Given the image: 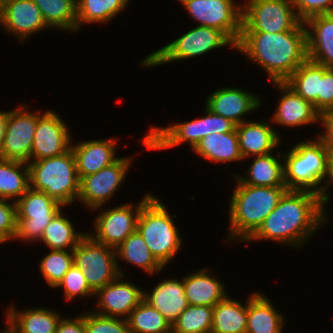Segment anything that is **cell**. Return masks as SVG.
Wrapping results in <instances>:
<instances>
[{
	"instance_id": "obj_1",
	"label": "cell",
	"mask_w": 333,
	"mask_h": 333,
	"mask_svg": "<svg viewBox=\"0 0 333 333\" xmlns=\"http://www.w3.org/2000/svg\"><path fill=\"white\" fill-rule=\"evenodd\" d=\"M324 211L318 194L288 190L247 242L270 239L300 247L327 222Z\"/></svg>"
},
{
	"instance_id": "obj_2",
	"label": "cell",
	"mask_w": 333,
	"mask_h": 333,
	"mask_svg": "<svg viewBox=\"0 0 333 333\" xmlns=\"http://www.w3.org/2000/svg\"><path fill=\"white\" fill-rule=\"evenodd\" d=\"M235 49L260 65L272 83L285 82L307 59L305 25L280 33L241 32Z\"/></svg>"
},
{
	"instance_id": "obj_3",
	"label": "cell",
	"mask_w": 333,
	"mask_h": 333,
	"mask_svg": "<svg viewBox=\"0 0 333 333\" xmlns=\"http://www.w3.org/2000/svg\"><path fill=\"white\" fill-rule=\"evenodd\" d=\"M230 199L229 239L246 242L288 191L287 187H260L243 184L236 176Z\"/></svg>"
},
{
	"instance_id": "obj_4",
	"label": "cell",
	"mask_w": 333,
	"mask_h": 333,
	"mask_svg": "<svg viewBox=\"0 0 333 333\" xmlns=\"http://www.w3.org/2000/svg\"><path fill=\"white\" fill-rule=\"evenodd\" d=\"M27 164L32 189L45 192L63 206L78 200L80 180L72 149L62 155Z\"/></svg>"
},
{
	"instance_id": "obj_5",
	"label": "cell",
	"mask_w": 333,
	"mask_h": 333,
	"mask_svg": "<svg viewBox=\"0 0 333 333\" xmlns=\"http://www.w3.org/2000/svg\"><path fill=\"white\" fill-rule=\"evenodd\" d=\"M136 230L163 267L181 249L182 237L165 204L154 195L141 207Z\"/></svg>"
},
{
	"instance_id": "obj_6",
	"label": "cell",
	"mask_w": 333,
	"mask_h": 333,
	"mask_svg": "<svg viewBox=\"0 0 333 333\" xmlns=\"http://www.w3.org/2000/svg\"><path fill=\"white\" fill-rule=\"evenodd\" d=\"M283 153L285 184L288 190L319 193L326 177L328 151L318 140L302 141Z\"/></svg>"
},
{
	"instance_id": "obj_7",
	"label": "cell",
	"mask_w": 333,
	"mask_h": 333,
	"mask_svg": "<svg viewBox=\"0 0 333 333\" xmlns=\"http://www.w3.org/2000/svg\"><path fill=\"white\" fill-rule=\"evenodd\" d=\"M205 112L206 116L188 122L162 128L152 126L149 133L141 139L142 144L147 149L157 151L176 147L187 141L193 149L208 134L227 133L235 129L236 125L229 119L211 112L207 107Z\"/></svg>"
},
{
	"instance_id": "obj_8",
	"label": "cell",
	"mask_w": 333,
	"mask_h": 333,
	"mask_svg": "<svg viewBox=\"0 0 333 333\" xmlns=\"http://www.w3.org/2000/svg\"><path fill=\"white\" fill-rule=\"evenodd\" d=\"M226 45L236 48V45L221 30L197 26L148 55L141 64L146 68L159 66L171 61L200 56Z\"/></svg>"
},
{
	"instance_id": "obj_9",
	"label": "cell",
	"mask_w": 333,
	"mask_h": 333,
	"mask_svg": "<svg viewBox=\"0 0 333 333\" xmlns=\"http://www.w3.org/2000/svg\"><path fill=\"white\" fill-rule=\"evenodd\" d=\"M73 263L81 270L94 292L119 275L124 276L116 259V250L97 242L88 233L73 249Z\"/></svg>"
},
{
	"instance_id": "obj_10",
	"label": "cell",
	"mask_w": 333,
	"mask_h": 333,
	"mask_svg": "<svg viewBox=\"0 0 333 333\" xmlns=\"http://www.w3.org/2000/svg\"><path fill=\"white\" fill-rule=\"evenodd\" d=\"M300 22L290 0H249L242 5L241 32H286Z\"/></svg>"
},
{
	"instance_id": "obj_11",
	"label": "cell",
	"mask_w": 333,
	"mask_h": 333,
	"mask_svg": "<svg viewBox=\"0 0 333 333\" xmlns=\"http://www.w3.org/2000/svg\"><path fill=\"white\" fill-rule=\"evenodd\" d=\"M16 203V234L15 239L40 241L46 226L64 207L45 192L31 187Z\"/></svg>"
},
{
	"instance_id": "obj_12",
	"label": "cell",
	"mask_w": 333,
	"mask_h": 333,
	"mask_svg": "<svg viewBox=\"0 0 333 333\" xmlns=\"http://www.w3.org/2000/svg\"><path fill=\"white\" fill-rule=\"evenodd\" d=\"M188 14L205 26L221 30L235 45L242 29V5L234 0H178ZM234 1V2H233Z\"/></svg>"
},
{
	"instance_id": "obj_13",
	"label": "cell",
	"mask_w": 333,
	"mask_h": 333,
	"mask_svg": "<svg viewBox=\"0 0 333 333\" xmlns=\"http://www.w3.org/2000/svg\"><path fill=\"white\" fill-rule=\"evenodd\" d=\"M151 193L133 206L126 203L112 209H105L95 219V233L87 232L94 240L106 246L116 248L137 229V219L141 207L152 197Z\"/></svg>"
},
{
	"instance_id": "obj_14",
	"label": "cell",
	"mask_w": 333,
	"mask_h": 333,
	"mask_svg": "<svg viewBox=\"0 0 333 333\" xmlns=\"http://www.w3.org/2000/svg\"><path fill=\"white\" fill-rule=\"evenodd\" d=\"M131 162V157H119L112 165L95 174L82 177L78 200L91 210L104 206L124 182Z\"/></svg>"
},
{
	"instance_id": "obj_15",
	"label": "cell",
	"mask_w": 333,
	"mask_h": 333,
	"mask_svg": "<svg viewBox=\"0 0 333 333\" xmlns=\"http://www.w3.org/2000/svg\"><path fill=\"white\" fill-rule=\"evenodd\" d=\"M25 107V108H24ZM22 106L8 111V119L0 158L28 163L37 126V112Z\"/></svg>"
},
{
	"instance_id": "obj_16",
	"label": "cell",
	"mask_w": 333,
	"mask_h": 333,
	"mask_svg": "<svg viewBox=\"0 0 333 333\" xmlns=\"http://www.w3.org/2000/svg\"><path fill=\"white\" fill-rule=\"evenodd\" d=\"M70 136L69 128L55 111L48 110L42 115L37 111L31 159L37 161L64 154L71 149Z\"/></svg>"
},
{
	"instance_id": "obj_17",
	"label": "cell",
	"mask_w": 333,
	"mask_h": 333,
	"mask_svg": "<svg viewBox=\"0 0 333 333\" xmlns=\"http://www.w3.org/2000/svg\"><path fill=\"white\" fill-rule=\"evenodd\" d=\"M123 277L125 276L119 275L95 292L98 310H94V313L113 318L125 316L124 319L127 320L131 311L143 300L144 290L127 280L123 282Z\"/></svg>"
},
{
	"instance_id": "obj_18",
	"label": "cell",
	"mask_w": 333,
	"mask_h": 333,
	"mask_svg": "<svg viewBox=\"0 0 333 333\" xmlns=\"http://www.w3.org/2000/svg\"><path fill=\"white\" fill-rule=\"evenodd\" d=\"M261 103V99L249 91L224 87L210 94L205 107L211 112L229 119L235 125H239L245 122L243 116L255 111Z\"/></svg>"
},
{
	"instance_id": "obj_19",
	"label": "cell",
	"mask_w": 333,
	"mask_h": 333,
	"mask_svg": "<svg viewBox=\"0 0 333 333\" xmlns=\"http://www.w3.org/2000/svg\"><path fill=\"white\" fill-rule=\"evenodd\" d=\"M21 42L47 28L42 13L33 0H12L0 10V25ZM31 34V35H30ZM25 39V40H24Z\"/></svg>"
},
{
	"instance_id": "obj_20",
	"label": "cell",
	"mask_w": 333,
	"mask_h": 333,
	"mask_svg": "<svg viewBox=\"0 0 333 333\" xmlns=\"http://www.w3.org/2000/svg\"><path fill=\"white\" fill-rule=\"evenodd\" d=\"M274 84L282 95L272 116V121L277 126L280 124L291 128L319 122L320 113L313 104L298 95L285 82H274Z\"/></svg>"
},
{
	"instance_id": "obj_21",
	"label": "cell",
	"mask_w": 333,
	"mask_h": 333,
	"mask_svg": "<svg viewBox=\"0 0 333 333\" xmlns=\"http://www.w3.org/2000/svg\"><path fill=\"white\" fill-rule=\"evenodd\" d=\"M304 25L307 58L327 68H333V13L311 17Z\"/></svg>"
},
{
	"instance_id": "obj_22",
	"label": "cell",
	"mask_w": 333,
	"mask_h": 333,
	"mask_svg": "<svg viewBox=\"0 0 333 333\" xmlns=\"http://www.w3.org/2000/svg\"><path fill=\"white\" fill-rule=\"evenodd\" d=\"M115 146L116 140L113 138L107 140H86L76 145L72 143L71 149L76 159L79 180L84 176L95 174L102 168L116 162L119 158L115 156Z\"/></svg>"
},
{
	"instance_id": "obj_23",
	"label": "cell",
	"mask_w": 333,
	"mask_h": 333,
	"mask_svg": "<svg viewBox=\"0 0 333 333\" xmlns=\"http://www.w3.org/2000/svg\"><path fill=\"white\" fill-rule=\"evenodd\" d=\"M243 159L273 153L279 146L280 136L267 122L245 121L235 127Z\"/></svg>"
},
{
	"instance_id": "obj_24",
	"label": "cell",
	"mask_w": 333,
	"mask_h": 333,
	"mask_svg": "<svg viewBox=\"0 0 333 333\" xmlns=\"http://www.w3.org/2000/svg\"><path fill=\"white\" fill-rule=\"evenodd\" d=\"M5 333H55L61 316L48 308H29L17 311L8 306Z\"/></svg>"
},
{
	"instance_id": "obj_25",
	"label": "cell",
	"mask_w": 333,
	"mask_h": 333,
	"mask_svg": "<svg viewBox=\"0 0 333 333\" xmlns=\"http://www.w3.org/2000/svg\"><path fill=\"white\" fill-rule=\"evenodd\" d=\"M143 300L156 308L171 324L189 306L184 294L183 278L182 281H161L151 293L143 291Z\"/></svg>"
},
{
	"instance_id": "obj_26",
	"label": "cell",
	"mask_w": 333,
	"mask_h": 333,
	"mask_svg": "<svg viewBox=\"0 0 333 333\" xmlns=\"http://www.w3.org/2000/svg\"><path fill=\"white\" fill-rule=\"evenodd\" d=\"M210 270L204 268L183 278L184 294L189 305L214 307L228 296L224 284L210 275Z\"/></svg>"
},
{
	"instance_id": "obj_27",
	"label": "cell",
	"mask_w": 333,
	"mask_h": 333,
	"mask_svg": "<svg viewBox=\"0 0 333 333\" xmlns=\"http://www.w3.org/2000/svg\"><path fill=\"white\" fill-rule=\"evenodd\" d=\"M267 298L258 292L248 297L246 333H282L285 319Z\"/></svg>"
},
{
	"instance_id": "obj_28",
	"label": "cell",
	"mask_w": 333,
	"mask_h": 333,
	"mask_svg": "<svg viewBox=\"0 0 333 333\" xmlns=\"http://www.w3.org/2000/svg\"><path fill=\"white\" fill-rule=\"evenodd\" d=\"M278 158L272 153L253 156L255 159L247 171V176L235 175L243 184L260 187H286L284 160H280L282 153L278 152ZM282 162V163H281Z\"/></svg>"
},
{
	"instance_id": "obj_29",
	"label": "cell",
	"mask_w": 333,
	"mask_h": 333,
	"mask_svg": "<svg viewBox=\"0 0 333 333\" xmlns=\"http://www.w3.org/2000/svg\"><path fill=\"white\" fill-rule=\"evenodd\" d=\"M193 151L210 162L226 163L243 160L236 129L227 133L208 134L197 143Z\"/></svg>"
},
{
	"instance_id": "obj_30",
	"label": "cell",
	"mask_w": 333,
	"mask_h": 333,
	"mask_svg": "<svg viewBox=\"0 0 333 333\" xmlns=\"http://www.w3.org/2000/svg\"><path fill=\"white\" fill-rule=\"evenodd\" d=\"M247 301L241 304L228 296L213 307L211 333H246Z\"/></svg>"
},
{
	"instance_id": "obj_31",
	"label": "cell",
	"mask_w": 333,
	"mask_h": 333,
	"mask_svg": "<svg viewBox=\"0 0 333 333\" xmlns=\"http://www.w3.org/2000/svg\"><path fill=\"white\" fill-rule=\"evenodd\" d=\"M322 79V65L308 58L285 81L298 95L314 105L318 111V94Z\"/></svg>"
},
{
	"instance_id": "obj_32",
	"label": "cell",
	"mask_w": 333,
	"mask_h": 333,
	"mask_svg": "<svg viewBox=\"0 0 333 333\" xmlns=\"http://www.w3.org/2000/svg\"><path fill=\"white\" fill-rule=\"evenodd\" d=\"M115 250L117 261L122 259L143 269L144 272L154 274L164 268L152 255L146 242L137 230L128 236Z\"/></svg>"
},
{
	"instance_id": "obj_33",
	"label": "cell",
	"mask_w": 333,
	"mask_h": 333,
	"mask_svg": "<svg viewBox=\"0 0 333 333\" xmlns=\"http://www.w3.org/2000/svg\"><path fill=\"white\" fill-rule=\"evenodd\" d=\"M29 188L28 164L0 158V198L8 200L11 198L15 202Z\"/></svg>"
},
{
	"instance_id": "obj_34",
	"label": "cell",
	"mask_w": 333,
	"mask_h": 333,
	"mask_svg": "<svg viewBox=\"0 0 333 333\" xmlns=\"http://www.w3.org/2000/svg\"><path fill=\"white\" fill-rule=\"evenodd\" d=\"M86 234L76 232L74 225L64 217L61 209L46 226L40 241L50 250H73Z\"/></svg>"
},
{
	"instance_id": "obj_35",
	"label": "cell",
	"mask_w": 333,
	"mask_h": 333,
	"mask_svg": "<svg viewBox=\"0 0 333 333\" xmlns=\"http://www.w3.org/2000/svg\"><path fill=\"white\" fill-rule=\"evenodd\" d=\"M129 0H76L77 31L82 23H105L124 11Z\"/></svg>"
},
{
	"instance_id": "obj_36",
	"label": "cell",
	"mask_w": 333,
	"mask_h": 333,
	"mask_svg": "<svg viewBox=\"0 0 333 333\" xmlns=\"http://www.w3.org/2000/svg\"><path fill=\"white\" fill-rule=\"evenodd\" d=\"M48 27L77 33L76 0H33Z\"/></svg>"
},
{
	"instance_id": "obj_37",
	"label": "cell",
	"mask_w": 333,
	"mask_h": 333,
	"mask_svg": "<svg viewBox=\"0 0 333 333\" xmlns=\"http://www.w3.org/2000/svg\"><path fill=\"white\" fill-rule=\"evenodd\" d=\"M130 333H169L172 324L154 307L142 300L127 318Z\"/></svg>"
},
{
	"instance_id": "obj_38",
	"label": "cell",
	"mask_w": 333,
	"mask_h": 333,
	"mask_svg": "<svg viewBox=\"0 0 333 333\" xmlns=\"http://www.w3.org/2000/svg\"><path fill=\"white\" fill-rule=\"evenodd\" d=\"M213 307L189 305L172 324L173 333H211Z\"/></svg>"
},
{
	"instance_id": "obj_39",
	"label": "cell",
	"mask_w": 333,
	"mask_h": 333,
	"mask_svg": "<svg viewBox=\"0 0 333 333\" xmlns=\"http://www.w3.org/2000/svg\"><path fill=\"white\" fill-rule=\"evenodd\" d=\"M73 265V250H51L39 263L43 278L55 288Z\"/></svg>"
},
{
	"instance_id": "obj_40",
	"label": "cell",
	"mask_w": 333,
	"mask_h": 333,
	"mask_svg": "<svg viewBox=\"0 0 333 333\" xmlns=\"http://www.w3.org/2000/svg\"><path fill=\"white\" fill-rule=\"evenodd\" d=\"M85 333H130L128 321L124 318L102 316L97 313H84Z\"/></svg>"
},
{
	"instance_id": "obj_41",
	"label": "cell",
	"mask_w": 333,
	"mask_h": 333,
	"mask_svg": "<svg viewBox=\"0 0 333 333\" xmlns=\"http://www.w3.org/2000/svg\"><path fill=\"white\" fill-rule=\"evenodd\" d=\"M59 287L63 288L67 301L77 296L89 297L95 295V292L88 285L81 270L74 263L55 288Z\"/></svg>"
},
{
	"instance_id": "obj_42",
	"label": "cell",
	"mask_w": 333,
	"mask_h": 333,
	"mask_svg": "<svg viewBox=\"0 0 333 333\" xmlns=\"http://www.w3.org/2000/svg\"><path fill=\"white\" fill-rule=\"evenodd\" d=\"M297 17L305 22L311 17L333 13V0H290Z\"/></svg>"
},
{
	"instance_id": "obj_43",
	"label": "cell",
	"mask_w": 333,
	"mask_h": 333,
	"mask_svg": "<svg viewBox=\"0 0 333 333\" xmlns=\"http://www.w3.org/2000/svg\"><path fill=\"white\" fill-rule=\"evenodd\" d=\"M16 203L8 202V199L0 198V233L9 241L16 234Z\"/></svg>"
},
{
	"instance_id": "obj_44",
	"label": "cell",
	"mask_w": 333,
	"mask_h": 333,
	"mask_svg": "<svg viewBox=\"0 0 333 333\" xmlns=\"http://www.w3.org/2000/svg\"><path fill=\"white\" fill-rule=\"evenodd\" d=\"M333 111V68L322 65V79H320V93L318 94V112Z\"/></svg>"
},
{
	"instance_id": "obj_45",
	"label": "cell",
	"mask_w": 333,
	"mask_h": 333,
	"mask_svg": "<svg viewBox=\"0 0 333 333\" xmlns=\"http://www.w3.org/2000/svg\"><path fill=\"white\" fill-rule=\"evenodd\" d=\"M319 121L318 123H322L324 126L325 133L318 135L317 139L324 145L329 154H333V111L321 113Z\"/></svg>"
},
{
	"instance_id": "obj_46",
	"label": "cell",
	"mask_w": 333,
	"mask_h": 333,
	"mask_svg": "<svg viewBox=\"0 0 333 333\" xmlns=\"http://www.w3.org/2000/svg\"><path fill=\"white\" fill-rule=\"evenodd\" d=\"M55 333H85L84 312L71 320L62 317L58 322Z\"/></svg>"
},
{
	"instance_id": "obj_47",
	"label": "cell",
	"mask_w": 333,
	"mask_h": 333,
	"mask_svg": "<svg viewBox=\"0 0 333 333\" xmlns=\"http://www.w3.org/2000/svg\"><path fill=\"white\" fill-rule=\"evenodd\" d=\"M326 176L328 179L324 178L325 183L321 185L318 193L323 209L325 203H327L329 200L330 194L327 193L328 187L331 185V183H333V154H328Z\"/></svg>"
},
{
	"instance_id": "obj_48",
	"label": "cell",
	"mask_w": 333,
	"mask_h": 333,
	"mask_svg": "<svg viewBox=\"0 0 333 333\" xmlns=\"http://www.w3.org/2000/svg\"><path fill=\"white\" fill-rule=\"evenodd\" d=\"M7 119H8V111L0 112V152L3 146L5 131H6V125H7Z\"/></svg>"
},
{
	"instance_id": "obj_49",
	"label": "cell",
	"mask_w": 333,
	"mask_h": 333,
	"mask_svg": "<svg viewBox=\"0 0 333 333\" xmlns=\"http://www.w3.org/2000/svg\"><path fill=\"white\" fill-rule=\"evenodd\" d=\"M12 0H0V10H2Z\"/></svg>"
},
{
	"instance_id": "obj_50",
	"label": "cell",
	"mask_w": 333,
	"mask_h": 333,
	"mask_svg": "<svg viewBox=\"0 0 333 333\" xmlns=\"http://www.w3.org/2000/svg\"><path fill=\"white\" fill-rule=\"evenodd\" d=\"M8 242V240L0 233V244Z\"/></svg>"
}]
</instances>
